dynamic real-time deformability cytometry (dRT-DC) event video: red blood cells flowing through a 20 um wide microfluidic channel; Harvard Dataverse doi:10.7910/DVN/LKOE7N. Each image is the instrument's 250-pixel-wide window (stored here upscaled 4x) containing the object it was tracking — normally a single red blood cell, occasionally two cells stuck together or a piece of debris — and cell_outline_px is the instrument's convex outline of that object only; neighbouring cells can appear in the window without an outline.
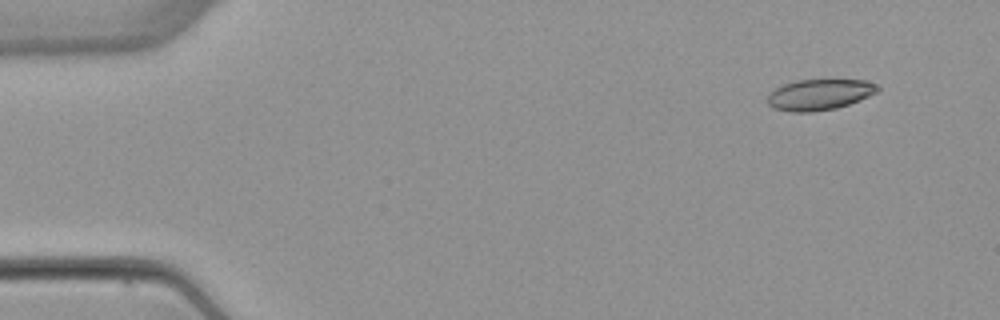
{"species": "common noctule bat (a hibernating species)", "species_latin": "Nyctalus noctula", "temperature_condition": "warm", "stored_images_in_passage": 5, "camera_frame_rate_fps": 3000, "um_per_image_px": 0.085, "animal": {"sex": "female", "body_mass_g": 22.7, "forearm_length_mm": 54.2}, "frame": {"image": 1, "passage_image": 2, "time_ms": 1.333, "image_size_px": [1000, 320], "cell_outline_px": [[880, 88], [876, 92], [860, 100], [836, 108], [812, 112], [792, 112], [772, 108], [768, 104], [768, 92], [784, 84], [796, 80], [868, 80], [876, 84]], "centroid_in_image_um": [69.63, 8.04], "position_along_channel_um": 15.4, "area_um2": 19.83}}
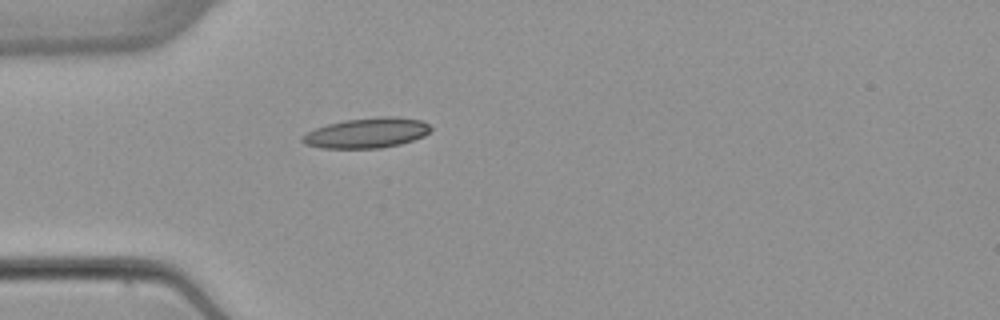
{"frame": {"image": 2, "passage_image": 5, "time_ms": 5.0, "image_size_px": [1000, 320], "cell_outline_px": [[432, 128], [424, 136], [400, 144], [380, 148], [320, 148], [304, 144], [300, 140], [300, 136], [316, 128], [328, 124], [344, 120], [384, 116], [396, 116], [420, 120], [428, 124]], "centroid_in_image_um": [31.15, 11.3], "position_along_channel_um": 53.8, "area_um2": 22.54}}